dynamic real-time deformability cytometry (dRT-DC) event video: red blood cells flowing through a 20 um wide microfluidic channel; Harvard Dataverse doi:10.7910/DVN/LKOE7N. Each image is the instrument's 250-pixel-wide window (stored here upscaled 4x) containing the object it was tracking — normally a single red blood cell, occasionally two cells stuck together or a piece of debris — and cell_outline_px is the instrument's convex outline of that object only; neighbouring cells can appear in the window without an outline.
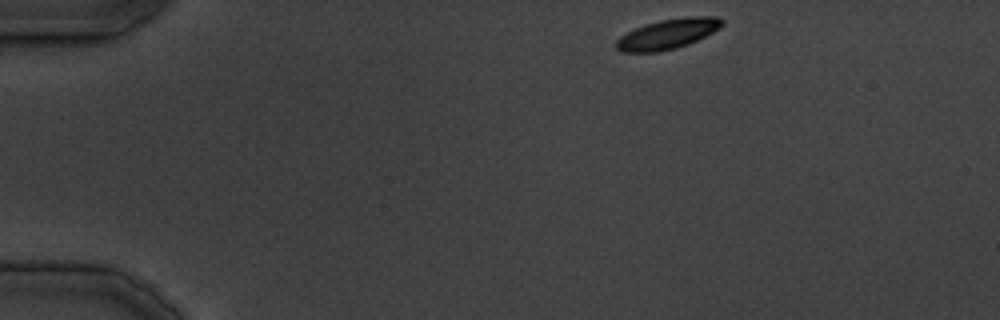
{"species": "common noctule bat (a hibernating species)", "species_latin": "Nyctalus noctula", "temperature_condition": "cold", "stored_images_in_passage": 32, "camera_frame_rate_fps": 3000, "um_per_image_px": 0.085, "animal": {"sex": "male", "body_mass_g": 19.5, "forearm_length_mm": 54.6}, "frame": {"image": 1, "passage_image": 1, "time_ms": 0.0, "image_size_px": [1000, 320], "cell_outline_px": [[724, 24], [720, 28], [688, 44], [676, 48], [660, 52], [620, 52], [616, 48], [616, 40], [620, 36], [644, 24], [660, 20], [688, 16], [716, 16], [724, 20]], "centroid_in_image_um": [56.76, 2.88], "position_along_channel_um": 28.2, "area_um2": 18.55}}
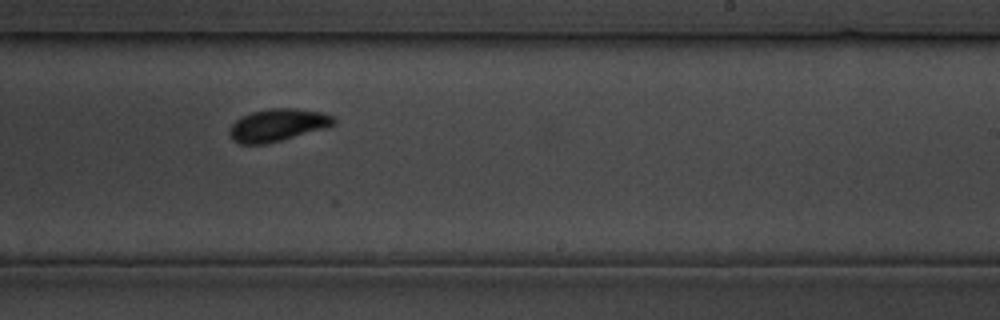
{"frame": {"image": 2, "passage_image": 18, "time_ms": 21.333, "image_size_px": [1000, 320], "cell_outline_px": [[336, 124], [328, 128], [264, 144], [240, 144], [232, 140], [228, 136], [228, 128], [236, 120], [252, 112], [272, 108], [296, 108], [324, 112], [332, 116], [336, 120]], "centroid_in_image_um": [23.61, 10.63], "position_along_channel_um": 265.4, "area_um2": 19.88}}
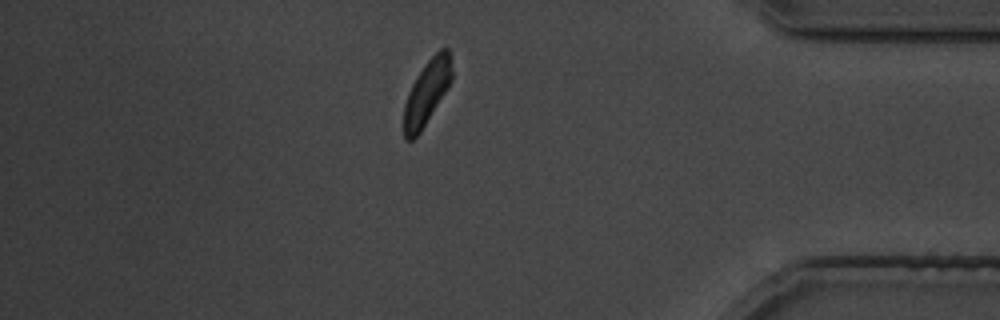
{"frame": {"image": 3, "passage_image": 27, "time_ms": 32.333, "image_size_px": [1000, 320], "cell_outline_px": [[452, 80], [420, 132], [412, 140], [404, 140], [404, 104], [408, 92], [412, 84], [428, 60], [440, 48], [448, 48], [452, 68]], "centroid_in_image_um": [36.27, 7.86], "position_along_channel_um": 398.9, "area_um2": 17.63}}